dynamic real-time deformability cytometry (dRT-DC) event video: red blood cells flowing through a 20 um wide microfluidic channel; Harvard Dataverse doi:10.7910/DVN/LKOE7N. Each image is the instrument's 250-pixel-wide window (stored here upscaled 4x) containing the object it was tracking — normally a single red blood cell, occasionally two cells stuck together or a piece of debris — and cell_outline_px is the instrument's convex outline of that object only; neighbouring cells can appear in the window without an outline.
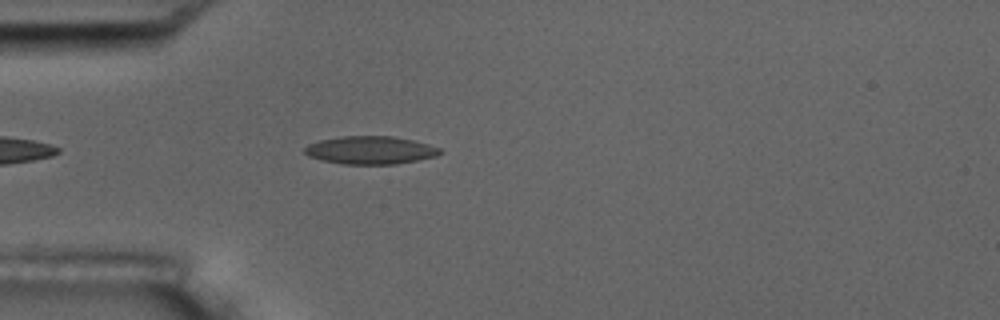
{"species": "common noctule bat (a hibernating species)", "species_latin": "Nyctalus noctula", "temperature_condition": "room temperature", "stored_images_in_passage": 5, "camera_frame_rate_fps": 3000, "um_per_image_px": 0.085, "animal": {"sex": "male", "body_mass_g": 17.5, "forearm_length_mm": 52.3}, "frame": {"image": 1, "passage_image": 5, "time_ms": 4.667, "image_size_px": [1000, 320], "cell_outline_px": [[444, 152], [436, 156], [396, 164], [344, 164], [320, 160], [308, 156], [304, 152], [304, 148], [308, 144], [320, 140], [344, 136], [392, 136], [412, 140], [428, 144], [440, 148]], "centroid_in_image_um": [31.47, 12.76], "position_along_channel_um": 53.5, "area_um2": 22.02}}